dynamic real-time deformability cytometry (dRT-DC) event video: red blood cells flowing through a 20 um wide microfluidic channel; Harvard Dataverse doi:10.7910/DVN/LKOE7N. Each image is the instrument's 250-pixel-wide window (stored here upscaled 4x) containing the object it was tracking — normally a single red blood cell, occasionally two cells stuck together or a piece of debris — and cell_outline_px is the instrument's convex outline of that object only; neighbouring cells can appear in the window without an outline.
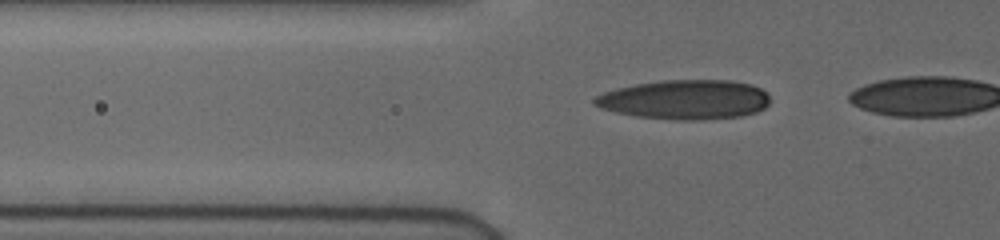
{"species": "human", "species_latin": "Homo sapiens", "temperature_condition": "cold", "stored_images_in_passage": 7, "camera_frame_rate_fps": 3000, "um_per_image_px": 0.085, "donor": {"sex": "female"}, "frame": {"image": 1, "passage_image": 5, "time_ms": 1.333, "image_size_px": [1000, 240], "cell_outline_px": [[768, 104], [764, 108], [756, 112], [740, 116], [700, 120], [676, 120], [636, 116], [616, 112], [600, 108], [592, 104], [592, 100], [596, 96], [604, 92], [616, 88], [636, 84], [664, 80], [732, 80], [748, 84], [760, 88], [768, 96]], "centroid_in_image_um": [58.18, 8.47], "position_along_channel_um": 67.6, "area_um2": 40.29}}